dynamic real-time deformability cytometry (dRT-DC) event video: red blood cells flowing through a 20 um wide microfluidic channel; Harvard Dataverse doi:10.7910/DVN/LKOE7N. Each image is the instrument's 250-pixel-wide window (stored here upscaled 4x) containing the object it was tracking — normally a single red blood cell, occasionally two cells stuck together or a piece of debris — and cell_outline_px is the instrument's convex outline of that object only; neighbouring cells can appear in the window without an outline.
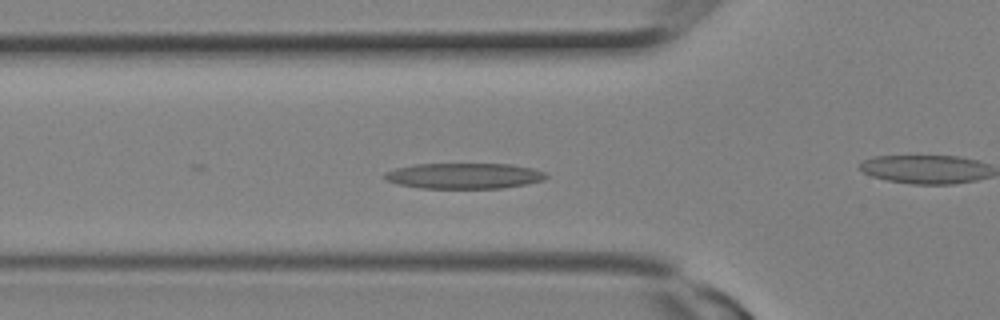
{"species": "Egyptian fruit bat (a non-hibernating species)", "species_latin": "Rousettus aegyptiacus", "temperature_condition": "room temperature", "stored_images_in_passage": 11, "segment_of_instrument_passage": [1, 2], "camera_frame_rate_fps": 3000, "um_per_image_px": 0.085, "animal": {"sex": "female"}, "frame": {"image": 1, "passage_image": 8, "time_ms": 2.333, "image_size_px": [1000, 320], "cell_outline_px": [[548, 176], [544, 180], [524, 184], [500, 188], [420, 188], [400, 184], [384, 180], [384, 172], [396, 168], [416, 164], [512, 164], [532, 168], [544, 172]], "centroid_in_image_um": [39.43, 14.94], "position_along_channel_um": 86.4, "area_um2": 24.04}}
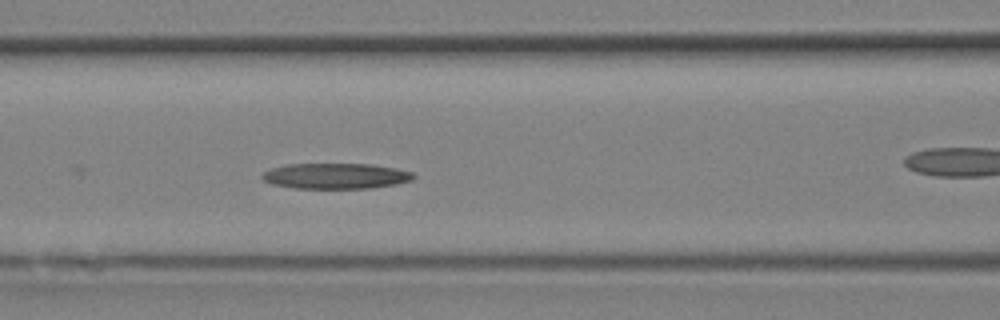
{"frame": {"image": 2, "passage_image": 10, "time_ms": 3.0, "image_size_px": [1000, 320], "cell_outline_px": [[416, 176], [412, 180], [396, 184], [372, 188], [296, 188], [272, 184], [264, 180], [260, 176], [264, 172], [272, 168], [284, 164], [372, 164], [396, 168], [412, 172]], "centroid_in_image_um": [28.55, 14.95], "position_along_channel_um": 138.0, "area_um2": 22.6}}